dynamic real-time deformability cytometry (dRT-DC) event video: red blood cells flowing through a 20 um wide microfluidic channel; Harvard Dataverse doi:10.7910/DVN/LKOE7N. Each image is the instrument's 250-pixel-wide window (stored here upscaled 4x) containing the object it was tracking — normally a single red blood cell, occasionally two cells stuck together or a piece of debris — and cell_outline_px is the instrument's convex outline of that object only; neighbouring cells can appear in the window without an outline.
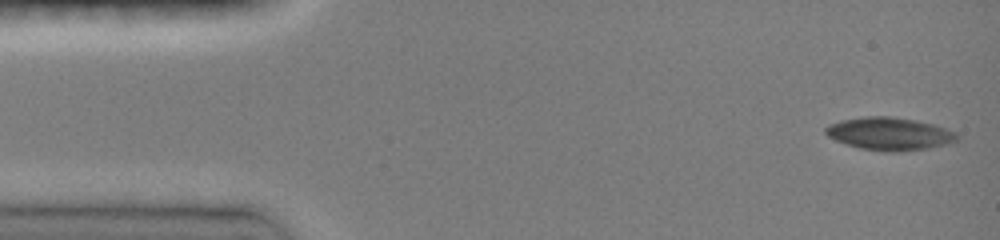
{"species": "common noctule bat (a hibernating species)", "species_latin": "Nyctalus noctula", "temperature_condition": "room temperature", "stored_images_in_passage": 46, "camera_frame_rate_fps": 3000, "um_per_image_px": 0.085, "animal": {"sex": "female", "body_mass_g": 19.0, "forearm_length_mm": 51.5}, "frame": {"image": 1, "passage_image": 1, "time_ms": 0.0, "image_size_px": [1000, 240], "cell_outline_px": [[960, 136], [956, 140], [948, 144], [928, 148], [900, 152], [884, 152], [860, 148], [836, 140], [828, 136], [824, 132], [824, 128], [828, 124], [840, 120], [864, 116], [892, 116], [916, 120], [936, 124], [956, 132]], "centroid_in_image_um": [75.62, 11.36], "position_along_channel_um": 9.4, "area_um2": 25.43}}
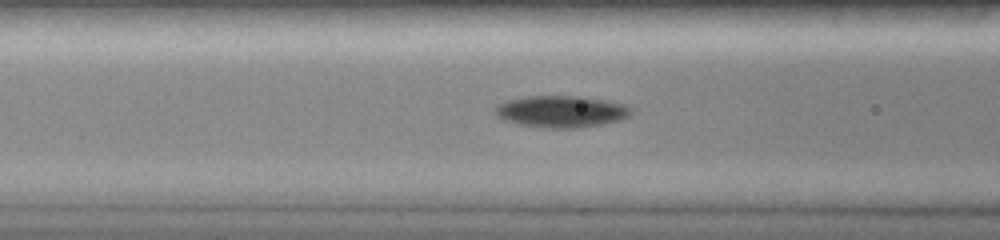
{"frame": {"image": 2, "passage_image": 17, "time_ms": 5.333, "image_size_px": [1000, 240], "cell_outline_px": [[632, 112], [628, 116], [620, 120], [600, 124], [576, 128], [544, 128], [516, 124], [504, 120], [496, 116], [492, 112], [496, 104], [508, 100], [528, 96], [580, 96], [604, 100], [624, 104], [632, 108]], "centroid_in_image_um": [47.64, 9.48], "position_along_channel_um": 119.0, "area_um2": 25.32}}
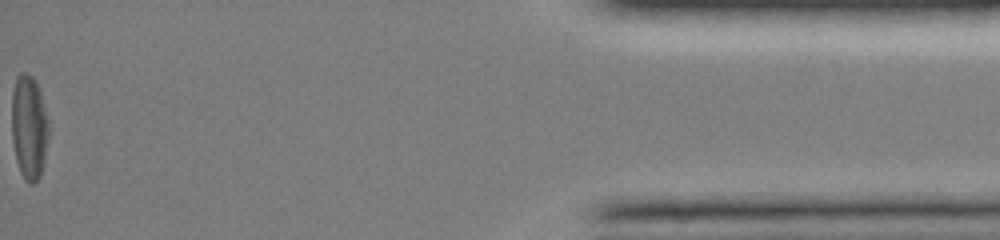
{"frame": {"image": 3, "passage_image": 46, "time_ms": 15.0, "image_size_px": [1000, 240], "cell_outline_px": [[48, 136], [44, 160], [40, 176], [32, 184], [28, 184], [24, 180], [20, 172], [16, 160], [12, 140], [12, 92], [16, 76], [20, 72], [28, 72], [36, 80], [40, 92], [48, 120]], "centroid_in_image_um": [2.45, 10.79], "position_along_channel_um": 432.7, "area_um2": 22.6}, "authors_computed_cell_mechanics": {"area_um2": 23.9581, "velocity_mm_per_s": 4.1044, "shape_relaxation_time_tau1_ms": 2.9756, "shape_relaxation_time_tau2_ms": null, "deformation_change_tau1": 0.1279, "deformation_change_tau2": null}}